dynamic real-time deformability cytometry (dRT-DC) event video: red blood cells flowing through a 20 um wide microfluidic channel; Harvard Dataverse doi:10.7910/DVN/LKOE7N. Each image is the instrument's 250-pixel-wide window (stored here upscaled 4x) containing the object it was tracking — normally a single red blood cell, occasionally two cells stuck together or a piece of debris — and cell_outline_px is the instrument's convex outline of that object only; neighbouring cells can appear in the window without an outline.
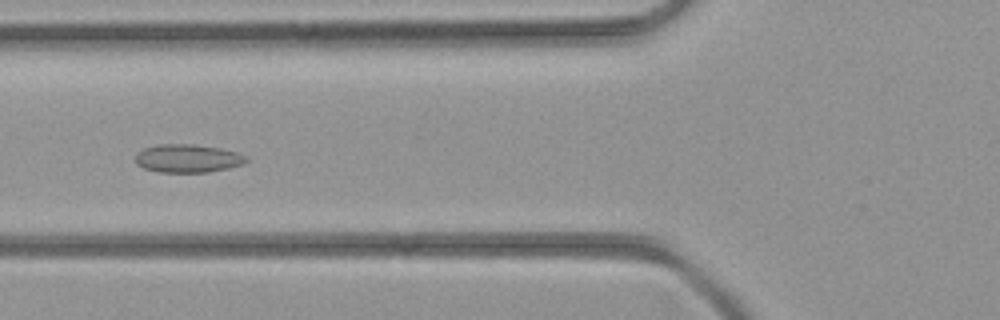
{"species": "common noctule bat (a hibernating species)", "species_latin": "Nyctalus noctula", "temperature_condition": "room temperature", "stored_images_in_passage": 39, "camera_frame_rate_fps": 3000, "um_per_image_px": 0.085, "animal": {"sex": "female", "body_mass_g": 21.9}, "frame": {"image": 1, "passage_image": 11, "time_ms": 3.333, "image_size_px": [1000, 320], "cell_outline_px": [[248, 160], [244, 164], [228, 168], [208, 172], [160, 172], [144, 168], [136, 164], [136, 156], [144, 148], [160, 144], [192, 144], [220, 148], [240, 152], [248, 156]], "centroid_in_image_um": [16.02, 13.46], "position_along_channel_um": 109.8, "area_um2": 18.26}}
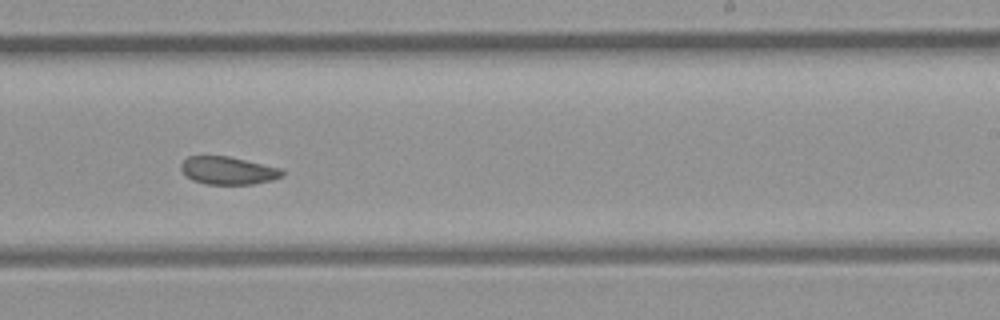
{"frame": {"image": 2, "passage_image": 21, "time_ms": 6.667, "image_size_px": [1000, 320], "cell_outline_px": [[284, 176], [272, 180], [252, 184], [204, 184], [192, 180], [180, 168], [180, 164], [188, 156], [228, 156], [284, 168]], "centroid_in_image_um": [19.43, 14.49], "position_along_channel_um": 269.6, "area_um2": 16.53}}
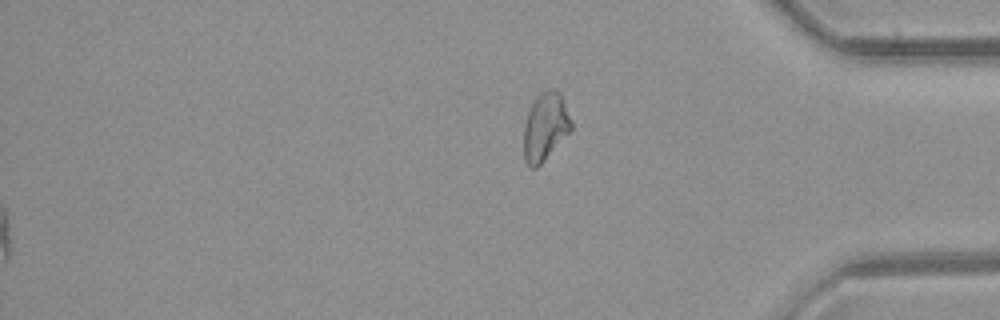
{"frame": {"image": 3, "passage_image": 39, "time_ms": 12.667, "image_size_px": [1000, 320], "cell_outline_px": [[572, 128], [544, 160], [536, 168], [528, 168], [524, 160], [524, 128], [528, 112], [536, 96], [540, 92], [548, 88], [556, 88], [560, 92], [572, 124]], "centroid_in_image_um": [46.33, 10.75], "position_along_channel_um": 388.9, "area_um2": 18.61}}